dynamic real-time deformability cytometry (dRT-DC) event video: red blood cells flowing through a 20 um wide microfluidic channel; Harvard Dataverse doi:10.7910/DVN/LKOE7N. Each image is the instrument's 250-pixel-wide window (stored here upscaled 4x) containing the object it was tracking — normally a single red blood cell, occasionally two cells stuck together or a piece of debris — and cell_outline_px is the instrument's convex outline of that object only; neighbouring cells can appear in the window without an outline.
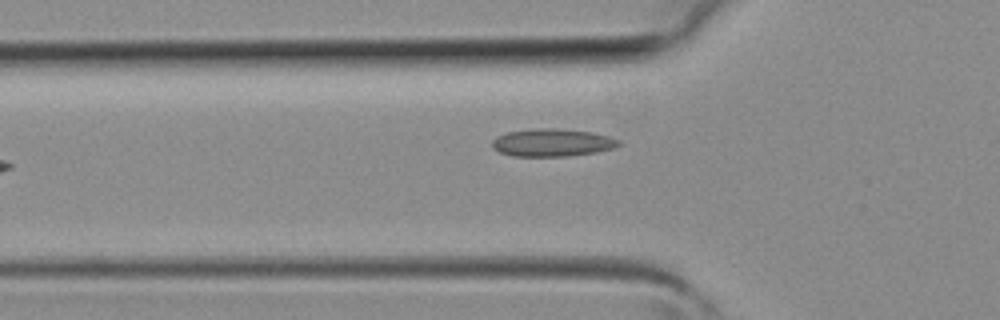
{"species": "common noctule bat (a hibernating species)", "species_latin": "Nyctalus noctula", "temperature_condition": "room temperature", "stored_images_in_passage": 5, "camera_frame_rate_fps": 3000, "um_per_image_px": 0.085, "animal": {"sex": "female", "body_mass_g": 19.3, "forearm_length_mm": 54.1}, "frame": {"image": 1, "passage_image": 5, "time_ms": 1.333, "image_size_px": [1000, 320], "cell_outline_px": [[620, 144], [612, 148], [596, 152], [568, 156], [512, 156], [500, 152], [492, 148], [492, 140], [496, 136], [508, 132], [540, 128], [556, 128], [592, 132], [608, 136], [620, 140]], "centroid_in_image_um": [46.92, 12.12], "position_along_channel_um": 78.9, "area_um2": 20.35}}